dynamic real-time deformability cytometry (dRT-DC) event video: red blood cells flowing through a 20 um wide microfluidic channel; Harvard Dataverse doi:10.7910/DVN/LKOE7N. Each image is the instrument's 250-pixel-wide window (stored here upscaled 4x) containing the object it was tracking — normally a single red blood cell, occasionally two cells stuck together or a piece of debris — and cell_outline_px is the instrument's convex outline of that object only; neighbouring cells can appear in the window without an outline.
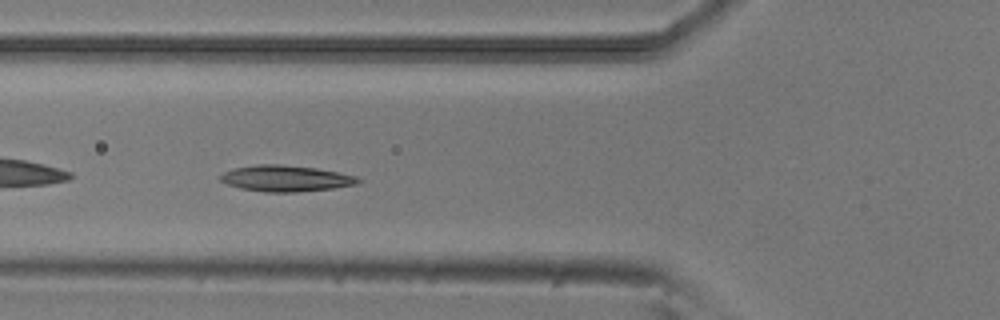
{"species": "common noctule bat (a hibernating species)", "species_latin": "Nyctalus noctula", "temperature_condition": "room temperature", "stored_images_in_passage": 35, "camera_frame_rate_fps": 3000, "um_per_image_px": 0.085, "animal": {"sex": "male", "body_mass_g": 20.5, "forearm_length_mm": 52.5}, "frame": {"image": 1, "passage_image": 5, "time_ms": 1.333, "image_size_px": [1000, 320], "cell_outline_px": [[364, 180], [356, 184], [332, 188], [296, 192], [264, 192], [240, 188], [228, 184], [220, 180], [220, 176], [224, 172], [236, 168], [260, 164], [280, 164], [316, 168], [356, 176]], "centroid_in_image_um": [24.31, 15.17], "position_along_channel_um": 101.5, "area_um2": 20.75}}
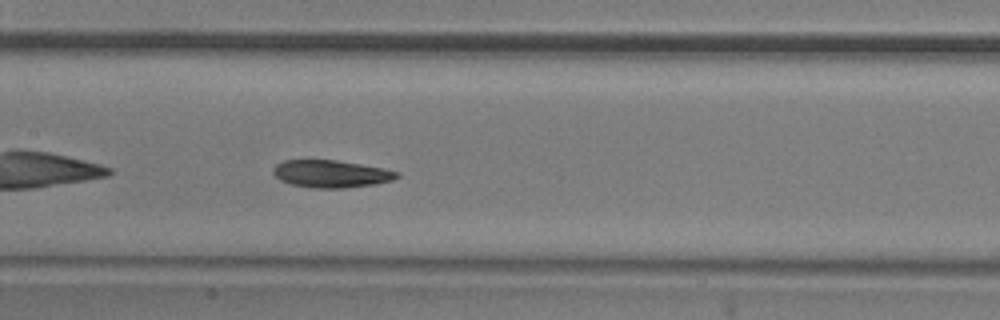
{"frame": {"image": 2, "passage_image": 11, "time_ms": 3.333, "image_size_px": [1000, 320], "cell_outline_px": [[400, 176], [392, 180], [372, 184], [344, 188], [312, 188], [292, 184], [280, 180], [272, 172], [272, 168], [276, 164], [284, 160], [336, 160], [384, 168], [400, 172]], "centroid_in_image_um": [28.13, 14.77], "position_along_channel_um": 179.3, "area_um2": 19.71}}
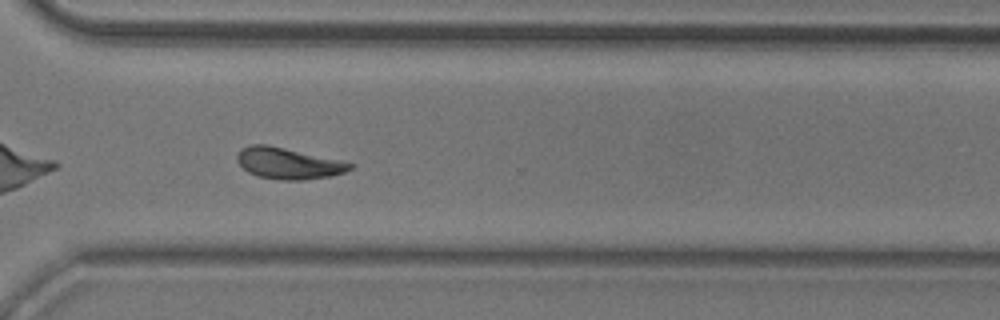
{"frame": {"image": 3, "passage_image": 24, "time_ms": 7.667, "image_size_px": [1000, 320], "cell_outline_px": [[356, 164], [352, 168], [344, 172], [328, 176], [304, 180], [280, 180], [260, 176], [248, 172], [236, 160], [236, 156], [244, 148], [252, 144], [268, 144]], "centroid_in_image_um": [24.5, 13.88], "position_along_channel_um": 346.1, "area_um2": 20.23}, "authors_computed_cell_mechanics": {"area_um2": 19.652, "velocity_mm_per_s": 3.8638, "shape_relaxation_time_tau1_ms": 4.2955, "shape_relaxation_time_tau2_ms": 5.0009, "deformation_change_tau1": 0.1576, "deformation_change_tau2": 0.0842}}